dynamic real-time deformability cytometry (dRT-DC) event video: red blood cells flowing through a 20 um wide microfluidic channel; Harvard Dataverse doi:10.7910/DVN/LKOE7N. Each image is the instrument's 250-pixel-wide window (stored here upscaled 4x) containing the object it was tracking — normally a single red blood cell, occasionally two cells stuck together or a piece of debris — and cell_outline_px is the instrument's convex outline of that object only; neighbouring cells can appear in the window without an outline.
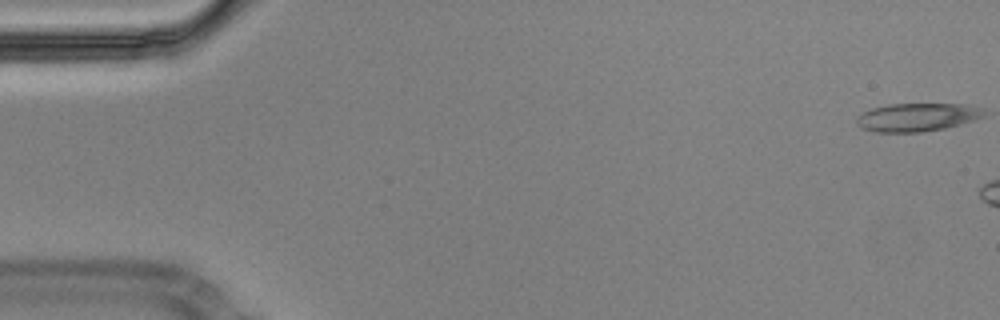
{"species": "Egyptian fruit bat (a non-hibernating species)", "species_latin": "Rousettus aegyptiacus", "temperature_condition": "cold", "stored_images_in_passage": 9, "camera_frame_rate_fps": 3000, "um_per_image_px": 0.085, "animal": {"sex": "male"}, "frame": {"image": 1, "passage_image": 1, "time_ms": 0.0, "image_size_px": [1000, 320], "cell_outline_px": [[984, 116], [960, 124], [944, 128], [920, 132], [876, 132], [860, 128], [856, 124], [856, 120], [864, 112], [872, 108], [888, 104], [960, 104], [984, 108]], "centroid_in_image_um": [77.93, 9.96], "position_along_channel_um": 7.1, "area_um2": 20.75}}